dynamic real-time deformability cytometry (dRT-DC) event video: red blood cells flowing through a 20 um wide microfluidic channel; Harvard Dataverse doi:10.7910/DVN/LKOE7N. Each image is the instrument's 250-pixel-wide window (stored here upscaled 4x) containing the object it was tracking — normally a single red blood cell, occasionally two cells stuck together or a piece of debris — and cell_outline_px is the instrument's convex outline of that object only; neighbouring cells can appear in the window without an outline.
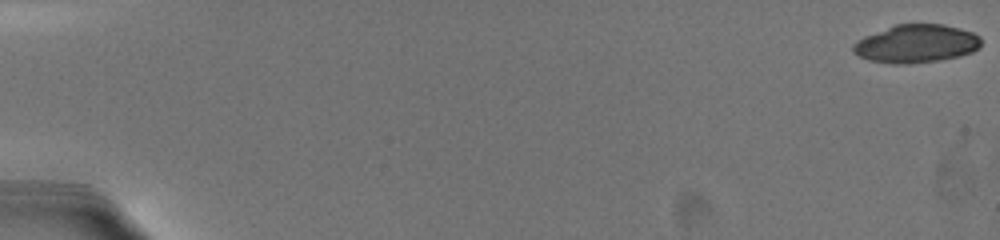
{"species": "common noctule bat (a hibernating species)", "species_latin": "Nyctalus noctula", "temperature_condition": "warm", "stored_images_in_passage": 32, "camera_frame_rate_fps": 3000, "um_per_image_px": 0.085, "animal": {"sex": "female", "body_mass_g": 19.5, "forearm_length_mm": 54.1}, "frame": {"image": 1, "passage_image": 1, "time_ms": 0.0, "image_size_px": [1000, 240], "cell_outline_px": [[980, 48], [972, 52], [960, 56], [936, 60], [908, 64], [892, 64], [868, 60], [852, 52], [852, 44], [856, 40], [864, 36], [896, 24], [944, 24], [960, 28], [972, 32], [980, 36]], "centroid_in_image_um": [77.86, 3.71], "position_along_channel_um": 7.1, "area_um2": 28.55}}
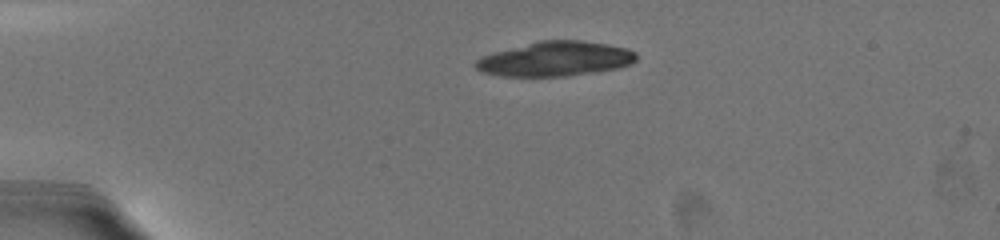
{"frame": {"image": 2, "passage_image": 8, "time_ms": 4.667, "image_size_px": [1000, 240], "cell_outline_px": [[636, 60], [632, 64], [616, 68], [568, 76], [500, 76], [480, 72], [472, 64], [480, 56], [492, 52], [540, 40], [584, 40], [628, 48], [636, 52]], "centroid_in_image_um": [47.16, 5.0], "position_along_channel_um": 37.8, "area_um2": 32.66}}
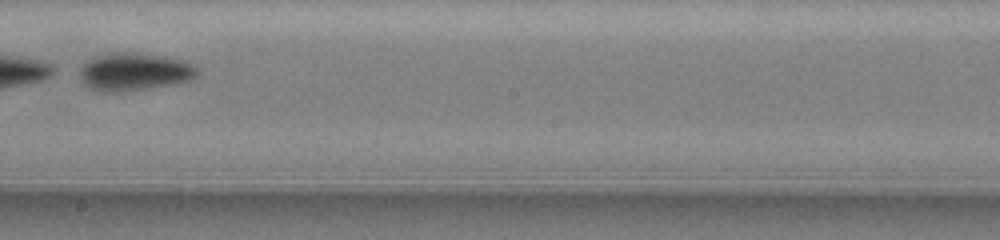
{"frame": {"image": 3, "passage_image": 20, "time_ms": 11.667, "image_size_px": [1000, 240], "cell_outline_px": [[200, 72], [196, 76], [188, 80], [176, 84], [120, 92], [96, 92], [88, 88], [80, 80], [80, 68], [88, 60], [96, 56], [132, 52], [180, 60], [196, 64], [200, 68]], "centroid_in_image_um": [11.42, 6.14], "position_along_channel_um": 236.8, "area_um2": 25.78}, "authors_computed_cell_mechanics": {"area_um2": 28.8422, "velocity_mm_per_s": 3.6652, "shape_relaxation_time_tau1_ms": 3.1391, "shape_relaxation_time_tau2_ms": 4.907, "deformation_change_tau1": 0.3545, "deformation_change_tau2": 0.0873}}